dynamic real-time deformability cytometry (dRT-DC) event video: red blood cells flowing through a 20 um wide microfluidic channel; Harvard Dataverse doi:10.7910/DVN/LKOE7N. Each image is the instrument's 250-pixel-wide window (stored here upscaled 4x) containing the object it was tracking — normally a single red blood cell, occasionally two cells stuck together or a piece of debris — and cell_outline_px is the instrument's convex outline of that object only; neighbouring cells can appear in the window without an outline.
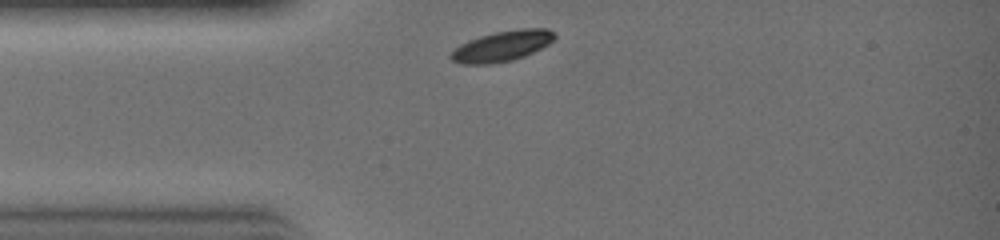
{"species": "common noctule bat (a hibernating species)", "species_latin": "Nyctalus noctula", "temperature_condition": "warm", "stored_images_in_passage": 20, "camera_frame_rate_fps": 3000, "um_per_image_px": 0.085, "animal": {"sex": "female", "body_mass_g": 19.0, "forearm_length_mm": 51.5}, "frame": {"image": 1, "passage_image": 1, "time_ms": 0.0, "image_size_px": [1000, 240], "cell_outline_px": [[556, 36], [548, 44], [524, 56], [512, 60], [492, 64], [460, 64], [452, 60], [448, 56], [460, 44], [468, 40], [480, 36], [496, 32], [520, 28], [548, 28]], "centroid_in_image_um": [42.64, 3.92], "position_along_channel_um": 42.4, "area_um2": 18.32}}
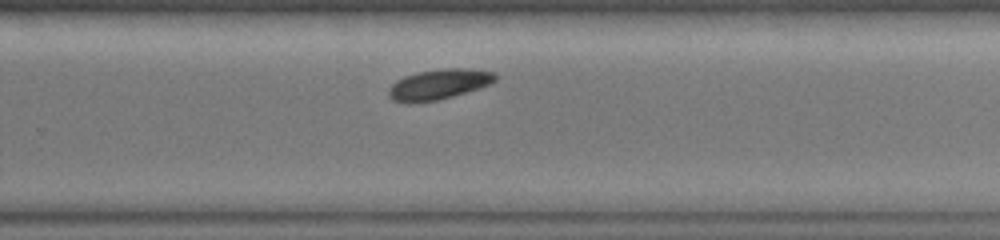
{"frame": {"image": 2, "passage_image": 14, "time_ms": 4.333, "image_size_px": [1000, 240], "cell_outline_px": [[496, 80], [480, 88], [452, 96], [436, 100], [408, 104], [392, 100], [388, 96], [388, 88], [396, 80], [404, 76], [420, 72], [440, 68], [472, 68], [496, 72]], "centroid_in_image_um": [37.28, 7.16], "position_along_channel_um": 292.5, "area_um2": 19.02}}
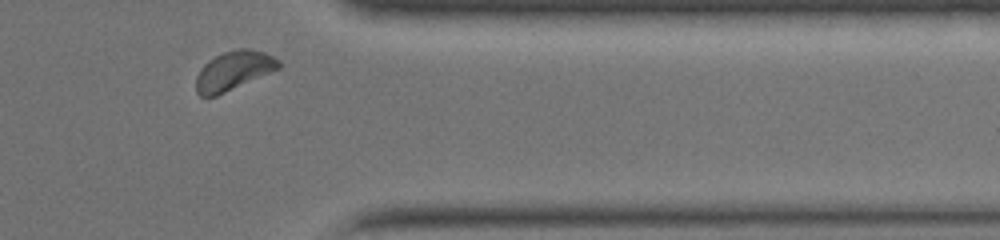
{"frame": {"image": 3, "passage_image": 19, "time_ms": 6.0, "image_size_px": [1000, 240], "cell_outline_px": [[280, 68], [216, 96], [200, 96], [196, 92], [196, 76], [200, 68], [208, 60], [224, 52], [240, 48], [248, 48], [264, 52], [280, 60]], "centroid_in_image_um": [19.84, 6.0], "position_along_channel_um": 391.6, "area_um2": 18.67}}